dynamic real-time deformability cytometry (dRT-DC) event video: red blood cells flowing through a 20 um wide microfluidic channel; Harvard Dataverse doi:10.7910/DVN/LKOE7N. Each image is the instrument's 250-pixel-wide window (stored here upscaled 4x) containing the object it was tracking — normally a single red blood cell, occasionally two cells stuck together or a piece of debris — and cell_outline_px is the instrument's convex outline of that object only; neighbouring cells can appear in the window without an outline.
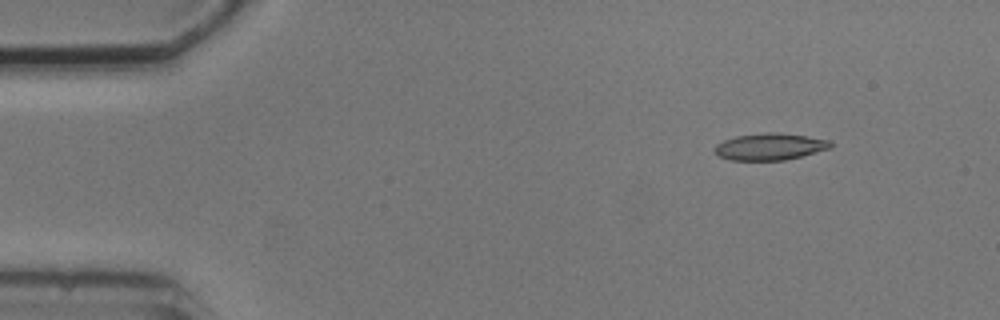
{"species": "common noctule bat (a hibernating species)", "species_latin": "Nyctalus noctula", "temperature_condition": "cold", "stored_images_in_passage": 7, "camera_frame_rate_fps": 3000, "um_per_image_px": 0.085, "animal": {"sex": "male", "body_mass_g": 20.5, "forearm_length_mm": 52.5}, "frame": {"image": 1, "passage_image": 2, "time_ms": 1.0, "image_size_px": [1000, 320], "cell_outline_px": [[832, 148], [784, 160], [728, 160], [712, 152], [712, 148], [716, 144], [724, 140], [736, 136], [768, 132], [776, 132], [832, 140]], "centroid_in_image_um": [65.41, 12.47], "position_along_channel_um": 19.6, "area_um2": 18.15}}
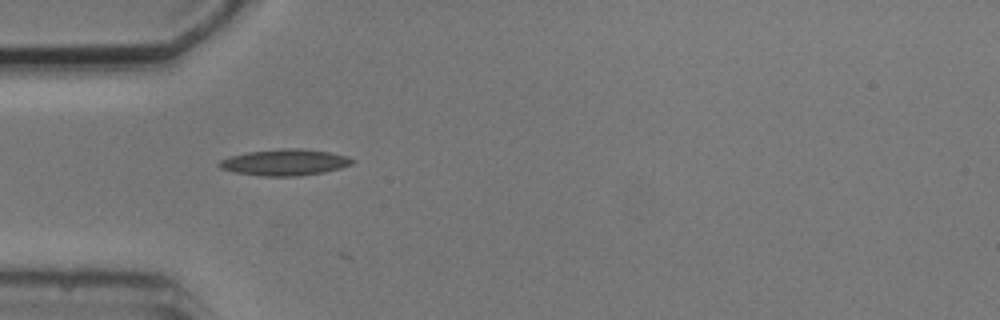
{"frame": {"image": 2, "passage_image": 5, "time_ms": 4.333, "image_size_px": [1000, 320], "cell_outline_px": [[356, 160], [352, 164], [340, 168], [324, 172], [296, 176], [264, 176], [236, 172], [220, 168], [216, 164], [220, 160], [232, 156], [248, 152], [280, 148], [300, 148], [328, 152], [348, 156]], "centroid_in_image_um": [24.23, 13.79], "position_along_channel_um": 60.8, "area_um2": 20.29}}
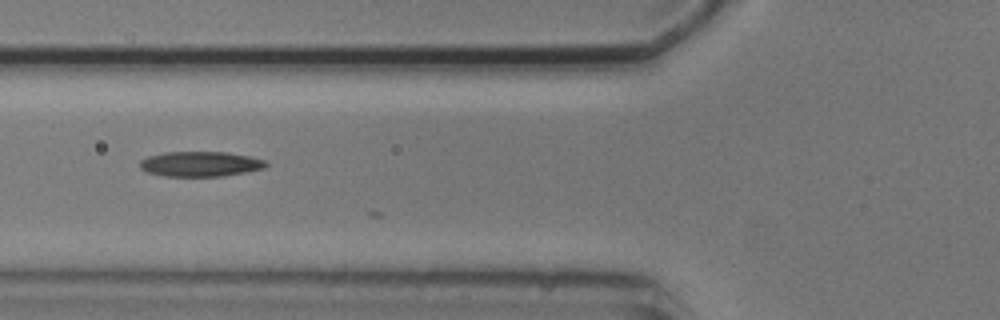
{"frame": {"image": 3, "passage_image": 6, "time_ms": 5.667, "image_size_px": [1000, 320], "cell_outline_px": [[268, 164], [264, 168], [224, 176], [164, 176], [148, 172], [140, 168], [140, 160], [148, 156], [164, 152], [224, 152], [252, 156], [268, 160]], "centroid_in_image_um": [17.06, 13.93], "position_along_channel_um": 108.7, "area_um2": 18.5}}